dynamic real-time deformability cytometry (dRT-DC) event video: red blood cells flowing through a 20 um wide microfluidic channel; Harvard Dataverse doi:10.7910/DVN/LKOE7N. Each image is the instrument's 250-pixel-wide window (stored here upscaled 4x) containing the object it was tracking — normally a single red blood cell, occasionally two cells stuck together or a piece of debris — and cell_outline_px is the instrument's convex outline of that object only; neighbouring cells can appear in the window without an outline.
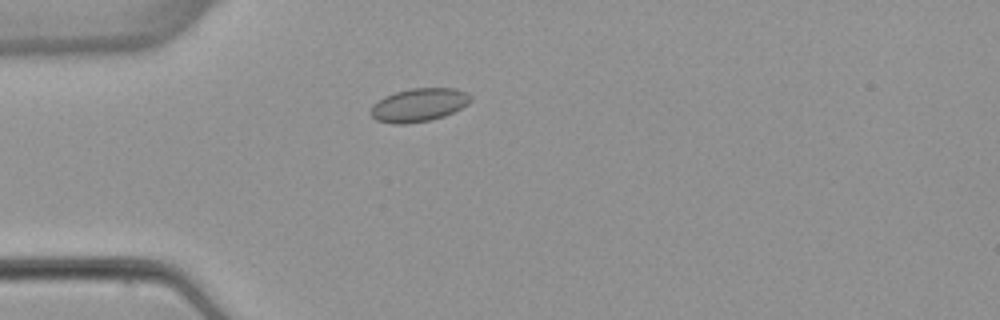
{"species": "common noctule bat (a hibernating species)", "species_latin": "Nyctalus noctula", "temperature_condition": "warm", "stored_images_in_passage": 1, "camera_frame_rate_fps": 3000, "um_per_image_px": 0.085, "animal": {"sex": "female", "body_mass_g": 22.7, "forearm_length_mm": 54.2}, "frame": {"image": 1, "passage_image": 1, "time_ms": 0.0, "image_size_px": [1000, 320], "cell_outline_px": [[472, 100], [468, 104], [444, 116], [432, 120], [408, 124], [392, 124], [376, 120], [368, 112], [372, 104], [384, 96], [396, 92], [412, 88], [456, 88], [468, 92], [472, 96]], "centroid_in_image_um": [35.59, 8.92], "position_along_channel_um": 49.4, "area_um2": 19.71}}